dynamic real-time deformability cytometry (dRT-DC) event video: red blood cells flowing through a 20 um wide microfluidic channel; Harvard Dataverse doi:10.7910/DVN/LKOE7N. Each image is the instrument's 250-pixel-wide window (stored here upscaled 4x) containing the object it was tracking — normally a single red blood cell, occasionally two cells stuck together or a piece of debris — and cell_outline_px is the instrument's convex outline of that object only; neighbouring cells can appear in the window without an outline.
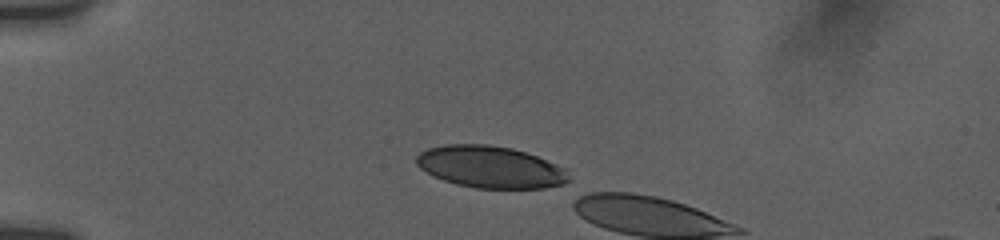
{"species": "human", "species_latin": "Homo sapiens", "temperature_condition": "room temperature", "stored_images_in_passage": 6, "camera_frame_rate_fps": 3000, "um_per_image_px": 0.085, "donor": {"sex": "female"}, "frame": {"image": 1, "passage_image": 1, "time_ms": 0.0, "image_size_px": [1000, 240], "cell_outline_px": [[572, 180], [564, 184], [544, 188], [476, 188], [456, 184], [432, 176], [420, 168], [416, 164], [416, 156], [420, 152], [428, 148], [444, 144], [488, 144], [512, 148], [536, 156], [568, 168]], "centroid_in_image_um": [41.72, 14.19], "position_along_channel_um": 43.3, "area_um2": 37.63}}